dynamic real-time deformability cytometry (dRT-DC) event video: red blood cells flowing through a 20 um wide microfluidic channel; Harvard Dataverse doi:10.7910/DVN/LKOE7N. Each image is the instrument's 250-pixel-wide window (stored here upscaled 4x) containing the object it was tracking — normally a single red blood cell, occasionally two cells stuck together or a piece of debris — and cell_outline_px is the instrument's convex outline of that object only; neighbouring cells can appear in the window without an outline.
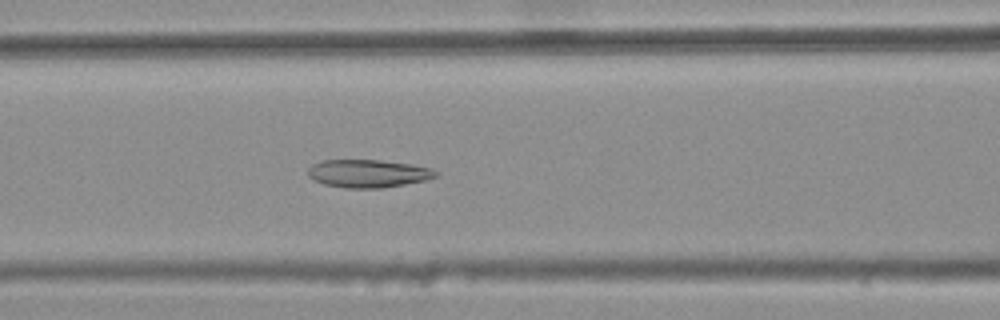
{"species": "common noctule bat (a hibernating species)", "species_latin": "Nyctalus noctula", "temperature_condition": "warm", "stored_images_in_passage": 41, "camera_frame_rate_fps": 3000, "um_per_image_px": 0.085, "animal": {"sex": "female", "body_mass_g": 25.1}, "frame": {"image": 1, "passage_image": 17, "time_ms": 5.333, "image_size_px": [1000, 320], "cell_outline_px": [[440, 176], [424, 180], [384, 188], [344, 188], [324, 184], [312, 180], [308, 176], [308, 168], [312, 164], [320, 160], [380, 160], [408, 164], [432, 168], [440, 172]], "centroid_in_image_um": [31.28, 14.75], "position_along_channel_um": 135.3, "area_um2": 20.98}}
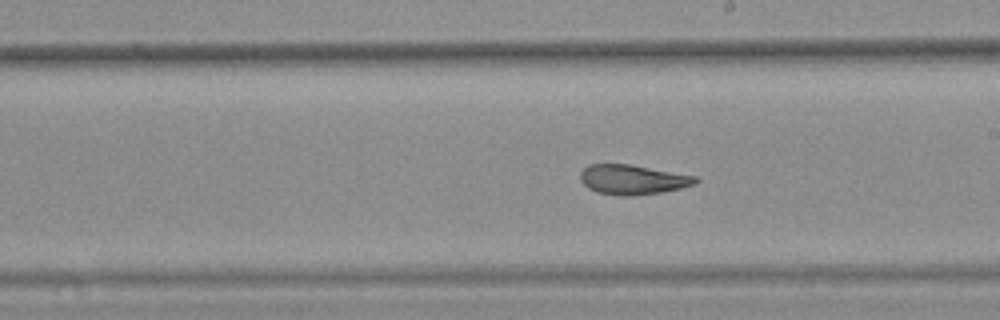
{"frame": {"image": 2, "passage_image": 25, "time_ms": 8.0, "image_size_px": [1000, 320], "cell_outline_px": [[700, 180], [696, 184], [680, 188], [660, 192], [628, 196], [620, 196], [596, 192], [588, 188], [580, 180], [580, 172], [588, 164], [628, 164], [696, 176]], "centroid_in_image_um": [53.75, 15.26], "position_along_channel_um": 235.2, "area_um2": 19.88}}
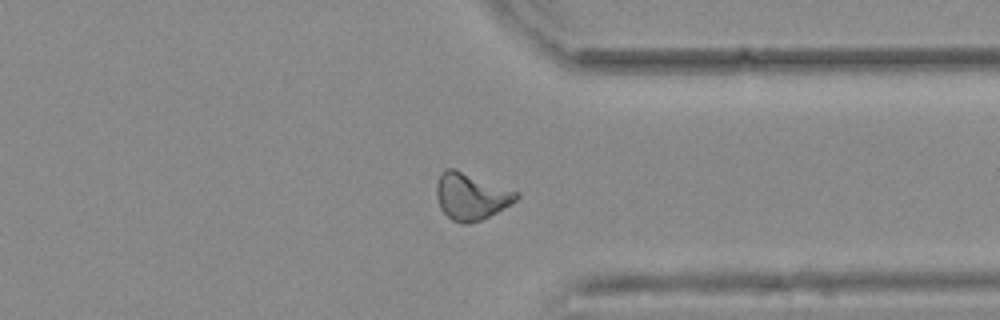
{"frame": {"image": 3, "passage_image": 36, "time_ms": 11.667, "image_size_px": [1000, 320], "cell_outline_px": [[520, 196], [516, 200], [496, 212], [480, 220], [468, 224], [464, 224], [452, 220], [440, 208], [436, 196], [436, 184], [440, 172], [444, 168], [452, 168], [520, 192]], "centroid_in_image_um": [40.01, 16.68], "position_along_channel_um": 371.4, "area_um2": 21.62}, "authors_computed_cell_mechanics": {"area_um2": 20.9236, "velocity_mm_per_s": 3.7567, "shape_relaxation_time_tau1_ms": null, "shape_relaxation_time_tau2_ms": 2.1049, "deformation_change_tau1": null, "deformation_change_tau2": 0.0993}}